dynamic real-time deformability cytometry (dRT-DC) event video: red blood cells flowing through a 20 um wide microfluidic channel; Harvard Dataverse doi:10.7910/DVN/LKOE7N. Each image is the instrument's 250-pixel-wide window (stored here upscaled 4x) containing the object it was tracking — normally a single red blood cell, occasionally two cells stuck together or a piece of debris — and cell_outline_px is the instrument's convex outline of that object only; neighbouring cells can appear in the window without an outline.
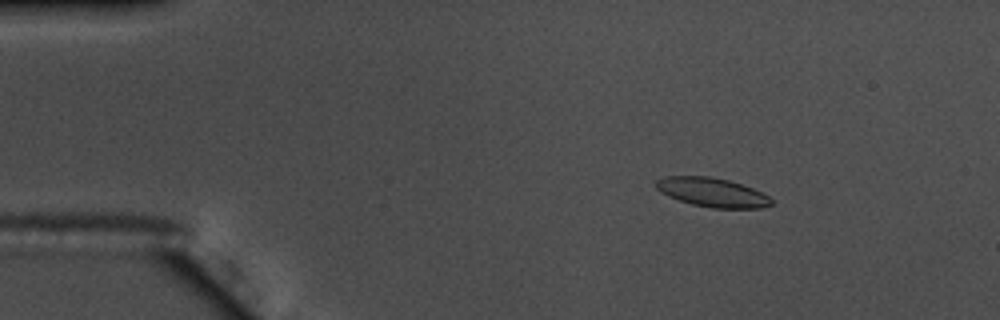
{"species": "common noctule bat (a hibernating species)", "species_latin": "Nyctalus noctula", "temperature_condition": "warm", "stored_images_in_passage": 56, "camera_frame_rate_fps": 3000, "um_per_image_px": 0.085, "animal": {"sex": "male", "body_mass_g": 17.5, "forearm_length_mm": 52.3}, "frame": {"image": 1, "passage_image": 9, "time_ms": 2.667, "image_size_px": [1000, 320], "cell_outline_px": [[772, 204], [760, 208], [712, 208], [692, 204], [668, 196], [660, 192], [656, 188], [656, 180], [664, 176], [708, 176], [728, 180], [752, 188], [768, 196], [772, 200]], "centroid_in_image_um": [60.51, 16.35], "position_along_channel_um": 24.5, "area_um2": 19.36}}
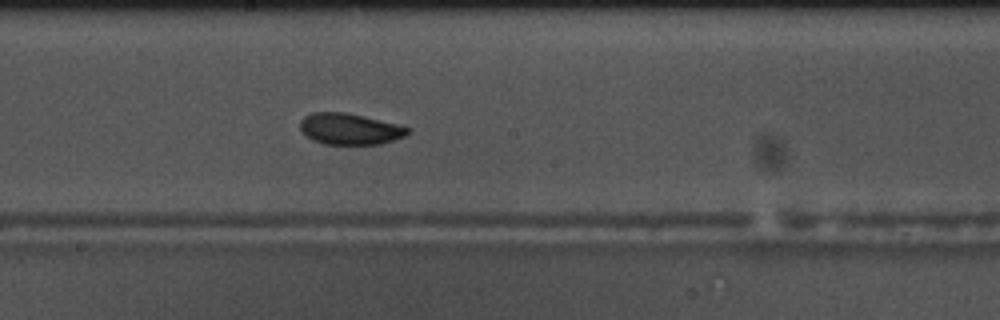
{"frame": {"image": 2, "passage_image": 31, "time_ms": 10.0, "image_size_px": [1000, 320], "cell_outline_px": [[412, 132], [404, 136], [380, 144], [324, 144], [312, 140], [300, 128], [300, 120], [304, 116], [312, 112], [344, 112], [396, 124], [412, 128]], "centroid_in_image_um": [29.73, 10.96], "position_along_channel_um": 218.5, "area_um2": 19.42}}
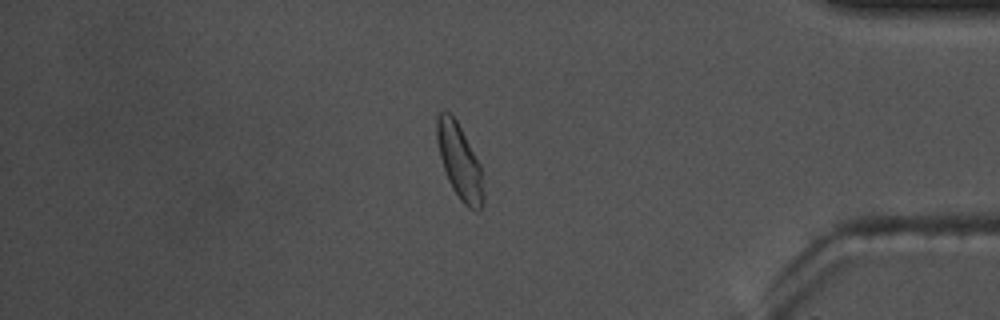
{"frame": {"image": 3, "passage_image": 48, "time_ms": 15.667, "image_size_px": [1000, 320], "cell_outline_px": [[484, 204], [480, 212], [476, 212], [468, 208], [460, 200], [452, 188], [448, 180], [440, 156], [436, 140], [436, 116], [440, 112], [448, 112], [456, 120], [480, 164], [484, 192]], "centroid_in_image_um": [39.07, 13.8], "position_along_channel_um": 396.1, "area_um2": 20.35}, "authors_computed_cell_mechanics": {"area_um2": 19.4497, "velocity_mm_per_s": 3.6807, "shape_relaxation_time_tau1_ms": 4.8667, "shape_relaxation_time_tau2_ms": 4.1748, "deformation_change_tau1": 0.1187, "deformation_change_tau2": 0.0717}}